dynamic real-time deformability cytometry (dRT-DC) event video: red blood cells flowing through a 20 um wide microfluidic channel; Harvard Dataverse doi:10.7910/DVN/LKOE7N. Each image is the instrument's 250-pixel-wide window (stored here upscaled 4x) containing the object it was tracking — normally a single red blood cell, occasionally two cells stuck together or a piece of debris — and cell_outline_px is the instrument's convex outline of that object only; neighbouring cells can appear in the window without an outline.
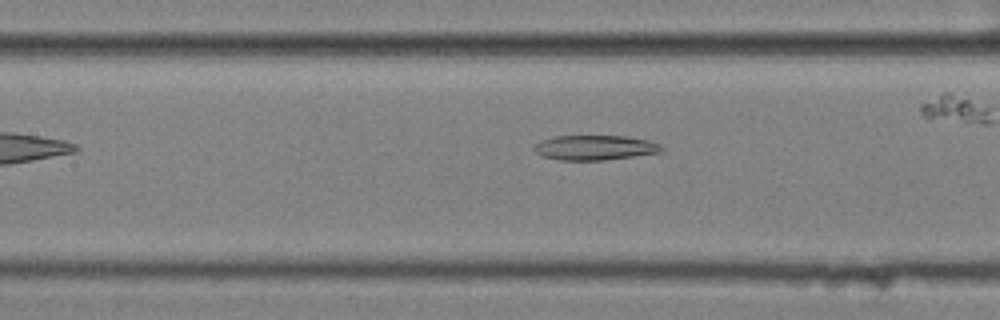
{"species": "common noctule bat (a hibernating species)", "species_latin": "Nyctalus noctula", "temperature_condition": "cold", "stored_images_in_passage": 12, "camera_frame_rate_fps": 3000, "um_per_image_px": 0.085, "animal": {"sex": "female", "body_mass_g": 25.1}, "frame": {"image": 1, "passage_image": 10, "time_ms": 3.0, "image_size_px": [1000, 320], "cell_outline_px": [[664, 152], [604, 160], [560, 160], [544, 156], [536, 152], [532, 148], [540, 140], [556, 136], [624, 136], [648, 140], [660, 144], [664, 148]], "centroid_in_image_um": [50.59, 12.55], "position_along_channel_um": 156.8, "area_um2": 18.44}}